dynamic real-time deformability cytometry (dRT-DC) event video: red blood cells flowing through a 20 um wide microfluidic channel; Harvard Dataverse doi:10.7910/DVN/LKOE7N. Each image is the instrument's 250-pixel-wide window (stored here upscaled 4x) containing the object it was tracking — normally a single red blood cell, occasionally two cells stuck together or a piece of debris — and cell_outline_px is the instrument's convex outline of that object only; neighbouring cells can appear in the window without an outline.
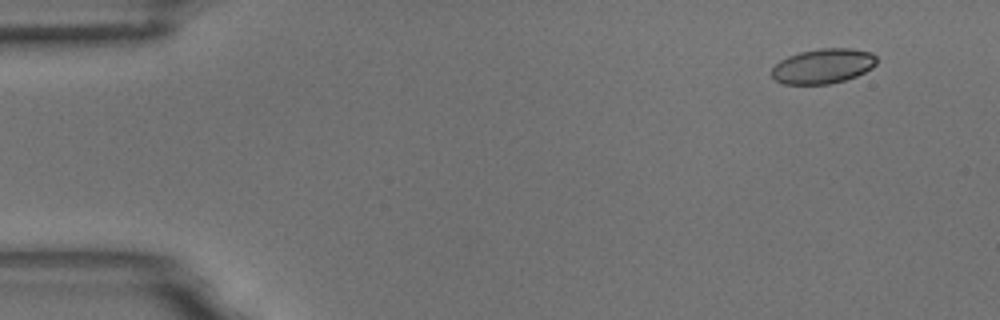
{"species": "common noctule bat (a hibernating species)", "species_latin": "Nyctalus noctula", "temperature_condition": "room temperature", "stored_images_in_passage": 13, "camera_frame_rate_fps": 3000, "um_per_image_px": 0.085, "animal": {"sex": "male", "body_mass_g": 18.8}, "frame": {"image": 1, "passage_image": 1, "time_ms": 0.0, "image_size_px": [1000, 320], "cell_outline_px": [[876, 64], [872, 68], [856, 76], [844, 80], [828, 84], [784, 84], [776, 80], [772, 76], [772, 68], [780, 60], [788, 56], [800, 52], [820, 48], [852, 48], [872, 52], [876, 56]], "centroid_in_image_um": [69.97, 5.61], "position_along_channel_um": 15.0, "area_um2": 21.33}}
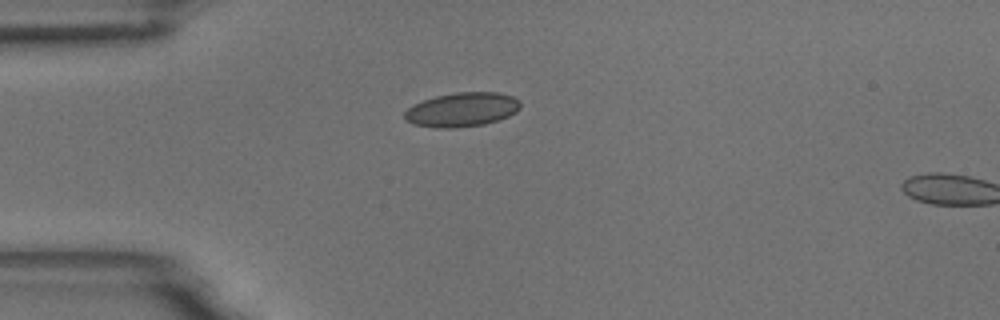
{"frame": {"image": 2, "passage_image": 11, "time_ms": 3.333, "image_size_px": [1000, 320], "cell_outline_px": [[520, 108], [516, 112], [508, 116], [484, 124], [452, 128], [436, 128], [412, 124], [404, 120], [404, 112], [412, 104], [436, 96], [456, 92], [500, 92], [512, 96], [520, 100]], "centroid_in_image_um": [39.24, 9.31], "position_along_channel_um": 45.8, "area_um2": 23.18}}